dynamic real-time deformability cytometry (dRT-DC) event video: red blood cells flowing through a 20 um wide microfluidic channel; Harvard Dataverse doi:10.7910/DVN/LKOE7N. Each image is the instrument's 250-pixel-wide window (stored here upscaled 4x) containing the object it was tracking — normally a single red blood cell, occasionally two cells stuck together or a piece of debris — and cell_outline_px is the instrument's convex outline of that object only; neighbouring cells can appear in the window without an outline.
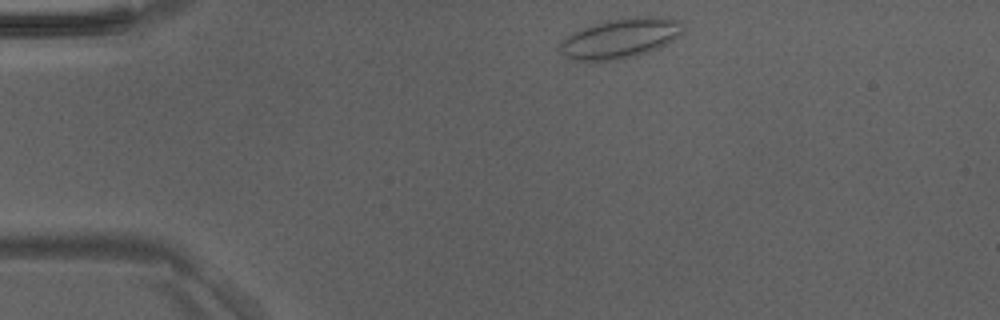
{"species": "Egyptian fruit bat (a non-hibernating species)", "species_latin": "Rousettus aegyptiacus", "temperature_condition": "room temperature", "stored_images_in_passage": 16, "camera_frame_rate_fps": 3000, "um_per_image_px": 0.085, "animal": {"sex": "male"}, "frame": {"image": 1, "passage_image": 1, "time_ms": 0.0, "image_size_px": [1000, 320], "cell_outline_px": [[684, 32], [680, 36], [648, 52], [636, 56], [616, 60], [572, 60], [564, 56], [560, 52], [560, 40], [584, 28], [604, 20], [632, 16], [648, 16], [680, 20], [684, 28]], "centroid_in_image_um": [52.74, 3.24], "position_along_channel_um": 32.3, "area_um2": 28.5}}
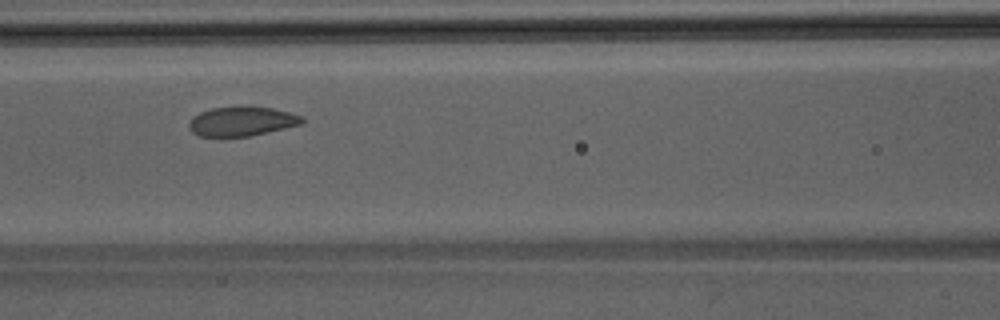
{"frame": {"image": 2, "passage_image": 13, "time_ms": 4.0, "image_size_px": [1000, 320], "cell_outline_px": [[304, 124], [252, 136], [200, 136], [192, 132], [188, 128], [188, 124], [192, 116], [200, 112], [212, 108], [272, 108], [304, 116]], "centroid_in_image_um": [20.57, 10.34], "position_along_channel_um": 146.0, "area_um2": 19.13}}
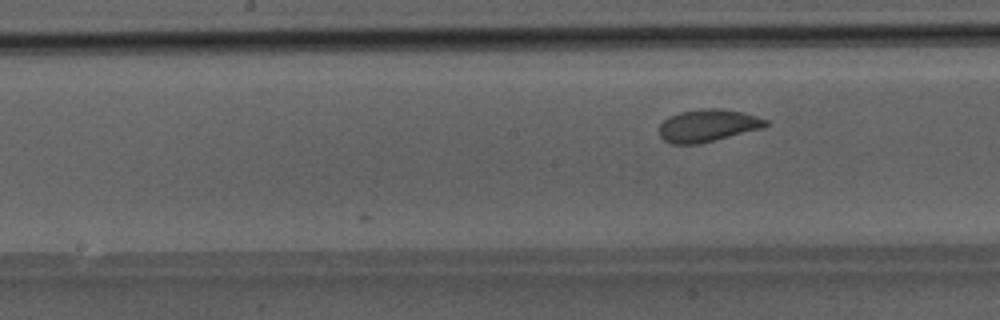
{"frame": {"image": 3, "passage_image": 16, "time_ms": 5.0, "image_size_px": [1000, 320], "cell_outline_px": [[768, 124], [764, 128], [700, 144], [672, 144], [664, 140], [660, 136], [660, 124], [668, 116], [680, 112], [708, 108], [720, 108], [744, 112], [768, 120]], "centroid_in_image_um": [60.18, 10.67], "position_along_channel_um": 188.0, "area_um2": 20.23}}